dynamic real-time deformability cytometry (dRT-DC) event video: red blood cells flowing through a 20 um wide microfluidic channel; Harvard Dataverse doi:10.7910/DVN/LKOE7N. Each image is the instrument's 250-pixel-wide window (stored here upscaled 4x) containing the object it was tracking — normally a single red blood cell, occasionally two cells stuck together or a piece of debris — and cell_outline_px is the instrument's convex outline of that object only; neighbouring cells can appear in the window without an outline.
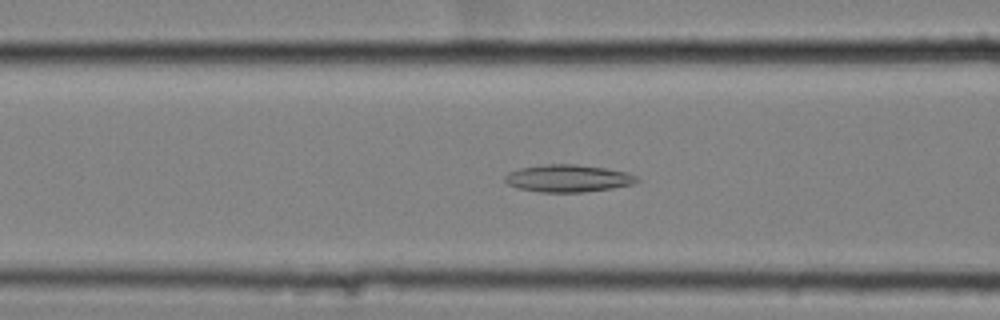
{"species": "common noctule bat (a hibernating species)", "species_latin": "Nyctalus noctula", "temperature_condition": "cold", "stored_images_in_passage": 43, "camera_frame_rate_fps": 3000, "um_per_image_px": 0.085, "animal": {"sex": "female", "body_mass_g": 25.1}, "frame": {"image": 1, "passage_image": 9, "time_ms": 2.667, "image_size_px": [1000, 320], "cell_outline_px": [[640, 180], [632, 184], [612, 188], [584, 192], [540, 192], [520, 188], [508, 184], [504, 180], [504, 176], [508, 172], [520, 168], [548, 164], [576, 164], [604, 168], [628, 172], [636, 176]], "centroid_in_image_um": [48.29, 15.16], "position_along_channel_um": 118.3, "area_um2": 20.92}}
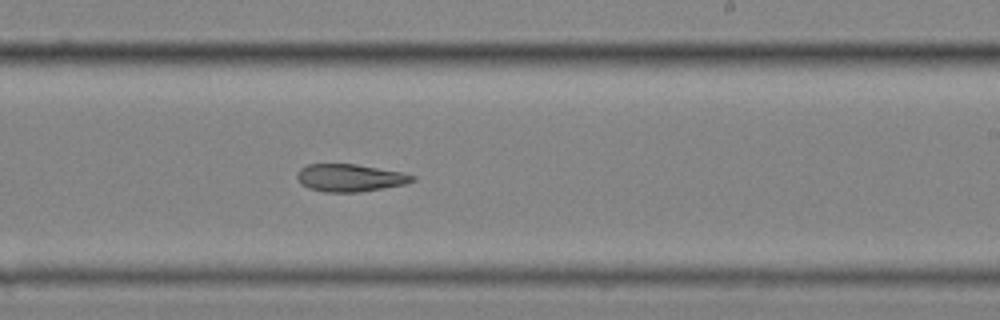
{"frame": {"image": 2, "passage_image": 21, "time_ms": 6.667, "image_size_px": [1000, 320], "cell_outline_px": [[416, 180], [404, 184], [356, 192], [324, 192], [308, 188], [300, 184], [296, 176], [296, 172], [300, 168], [308, 164], [356, 164], [400, 172], [416, 176]], "centroid_in_image_um": [29.68, 15.11], "position_along_channel_um": 259.3, "area_um2": 18.38}}
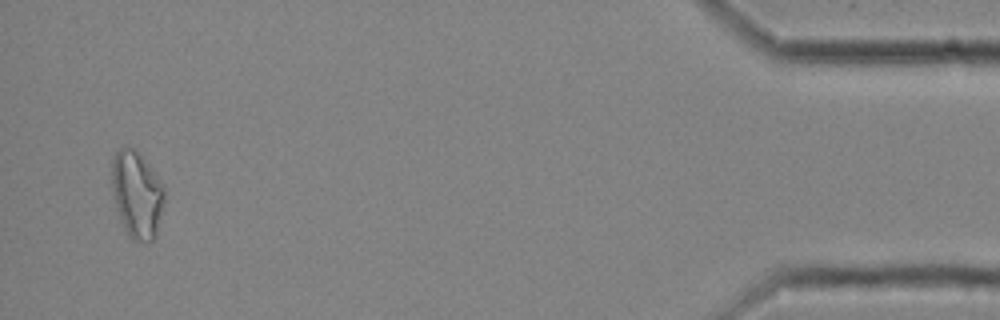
{"frame": {"image": 3, "passage_image": 41, "time_ms": 13.333, "image_size_px": [1000, 320], "cell_outline_px": [[164, 200], [156, 236], [152, 240], [132, 240], [128, 236], [124, 228], [116, 208], [112, 192], [112, 160], [116, 152], [120, 148], [136, 148], [140, 152], [164, 184]], "centroid_in_image_um": [11.64, 16.5], "position_along_channel_um": 423.6, "area_um2": 26.7}, "authors_computed_cell_mechanics": {"area_um2": 20.4612, "velocity_mm_per_s": 3.5295, "shape_relaxation_time_tau1_ms": null, "shape_relaxation_time_tau2_ms": 8.6966, "deformation_change_tau1": null, "deformation_change_tau2": 0.1929}}